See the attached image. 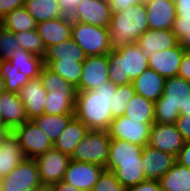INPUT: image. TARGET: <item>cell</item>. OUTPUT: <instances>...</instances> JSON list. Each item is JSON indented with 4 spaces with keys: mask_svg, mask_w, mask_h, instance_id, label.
Returning a JSON list of instances; mask_svg holds the SVG:
<instances>
[{
    "mask_svg": "<svg viewBox=\"0 0 190 191\" xmlns=\"http://www.w3.org/2000/svg\"><path fill=\"white\" fill-rule=\"evenodd\" d=\"M91 191H126V188L118 181L113 171L104 169Z\"/></svg>",
    "mask_w": 190,
    "mask_h": 191,
    "instance_id": "obj_41",
    "label": "cell"
},
{
    "mask_svg": "<svg viewBox=\"0 0 190 191\" xmlns=\"http://www.w3.org/2000/svg\"><path fill=\"white\" fill-rule=\"evenodd\" d=\"M175 20H190V0H175Z\"/></svg>",
    "mask_w": 190,
    "mask_h": 191,
    "instance_id": "obj_47",
    "label": "cell"
},
{
    "mask_svg": "<svg viewBox=\"0 0 190 191\" xmlns=\"http://www.w3.org/2000/svg\"><path fill=\"white\" fill-rule=\"evenodd\" d=\"M12 132L18 138L25 158L34 159L53 148L52 141L32 120L15 127Z\"/></svg>",
    "mask_w": 190,
    "mask_h": 191,
    "instance_id": "obj_7",
    "label": "cell"
},
{
    "mask_svg": "<svg viewBox=\"0 0 190 191\" xmlns=\"http://www.w3.org/2000/svg\"><path fill=\"white\" fill-rule=\"evenodd\" d=\"M39 78L47 92H54V90H76L72 84L68 83L57 73L51 71L46 65H43Z\"/></svg>",
    "mask_w": 190,
    "mask_h": 191,
    "instance_id": "obj_39",
    "label": "cell"
},
{
    "mask_svg": "<svg viewBox=\"0 0 190 191\" xmlns=\"http://www.w3.org/2000/svg\"><path fill=\"white\" fill-rule=\"evenodd\" d=\"M77 90H54L47 92L44 113L74 114Z\"/></svg>",
    "mask_w": 190,
    "mask_h": 191,
    "instance_id": "obj_26",
    "label": "cell"
},
{
    "mask_svg": "<svg viewBox=\"0 0 190 191\" xmlns=\"http://www.w3.org/2000/svg\"><path fill=\"white\" fill-rule=\"evenodd\" d=\"M34 159L25 158L2 178V191H33L42 187Z\"/></svg>",
    "mask_w": 190,
    "mask_h": 191,
    "instance_id": "obj_8",
    "label": "cell"
},
{
    "mask_svg": "<svg viewBox=\"0 0 190 191\" xmlns=\"http://www.w3.org/2000/svg\"><path fill=\"white\" fill-rule=\"evenodd\" d=\"M86 55L83 50L70 38L66 41L47 48L43 60H61L83 63Z\"/></svg>",
    "mask_w": 190,
    "mask_h": 191,
    "instance_id": "obj_29",
    "label": "cell"
},
{
    "mask_svg": "<svg viewBox=\"0 0 190 191\" xmlns=\"http://www.w3.org/2000/svg\"><path fill=\"white\" fill-rule=\"evenodd\" d=\"M15 37L21 49L37 55L42 59L45 57L47 48L36 29L15 33Z\"/></svg>",
    "mask_w": 190,
    "mask_h": 191,
    "instance_id": "obj_37",
    "label": "cell"
},
{
    "mask_svg": "<svg viewBox=\"0 0 190 191\" xmlns=\"http://www.w3.org/2000/svg\"><path fill=\"white\" fill-rule=\"evenodd\" d=\"M40 181L43 186H51L61 182L70 161V156L54 147L34 158Z\"/></svg>",
    "mask_w": 190,
    "mask_h": 191,
    "instance_id": "obj_9",
    "label": "cell"
},
{
    "mask_svg": "<svg viewBox=\"0 0 190 191\" xmlns=\"http://www.w3.org/2000/svg\"><path fill=\"white\" fill-rule=\"evenodd\" d=\"M24 7L37 23L61 17L58 0H25Z\"/></svg>",
    "mask_w": 190,
    "mask_h": 191,
    "instance_id": "obj_33",
    "label": "cell"
},
{
    "mask_svg": "<svg viewBox=\"0 0 190 191\" xmlns=\"http://www.w3.org/2000/svg\"><path fill=\"white\" fill-rule=\"evenodd\" d=\"M89 130L90 129L82 121L74 117L53 143V147L71 156L74 149L86 136Z\"/></svg>",
    "mask_w": 190,
    "mask_h": 191,
    "instance_id": "obj_25",
    "label": "cell"
},
{
    "mask_svg": "<svg viewBox=\"0 0 190 191\" xmlns=\"http://www.w3.org/2000/svg\"><path fill=\"white\" fill-rule=\"evenodd\" d=\"M113 172L125 188L147 180L144 175L142 158H139V161L116 162V169Z\"/></svg>",
    "mask_w": 190,
    "mask_h": 191,
    "instance_id": "obj_31",
    "label": "cell"
},
{
    "mask_svg": "<svg viewBox=\"0 0 190 191\" xmlns=\"http://www.w3.org/2000/svg\"><path fill=\"white\" fill-rule=\"evenodd\" d=\"M75 117V114H42L34 117L32 121L47 135L54 143L68 123Z\"/></svg>",
    "mask_w": 190,
    "mask_h": 191,
    "instance_id": "obj_28",
    "label": "cell"
},
{
    "mask_svg": "<svg viewBox=\"0 0 190 191\" xmlns=\"http://www.w3.org/2000/svg\"><path fill=\"white\" fill-rule=\"evenodd\" d=\"M108 5L111 8V12L118 13L124 11L130 6H135L144 2L143 0H107Z\"/></svg>",
    "mask_w": 190,
    "mask_h": 191,
    "instance_id": "obj_44",
    "label": "cell"
},
{
    "mask_svg": "<svg viewBox=\"0 0 190 191\" xmlns=\"http://www.w3.org/2000/svg\"><path fill=\"white\" fill-rule=\"evenodd\" d=\"M173 34L180 41L187 33L190 32V20H175L172 26Z\"/></svg>",
    "mask_w": 190,
    "mask_h": 191,
    "instance_id": "obj_48",
    "label": "cell"
},
{
    "mask_svg": "<svg viewBox=\"0 0 190 191\" xmlns=\"http://www.w3.org/2000/svg\"><path fill=\"white\" fill-rule=\"evenodd\" d=\"M126 191H163L158 180L147 179L138 185L126 188Z\"/></svg>",
    "mask_w": 190,
    "mask_h": 191,
    "instance_id": "obj_43",
    "label": "cell"
},
{
    "mask_svg": "<svg viewBox=\"0 0 190 191\" xmlns=\"http://www.w3.org/2000/svg\"><path fill=\"white\" fill-rule=\"evenodd\" d=\"M136 44L144 51L147 58H150L155 52L176 47L179 41L172 30L147 29L139 36Z\"/></svg>",
    "mask_w": 190,
    "mask_h": 191,
    "instance_id": "obj_21",
    "label": "cell"
},
{
    "mask_svg": "<svg viewBox=\"0 0 190 191\" xmlns=\"http://www.w3.org/2000/svg\"><path fill=\"white\" fill-rule=\"evenodd\" d=\"M85 0H58L61 7V16L72 19L76 6Z\"/></svg>",
    "mask_w": 190,
    "mask_h": 191,
    "instance_id": "obj_46",
    "label": "cell"
},
{
    "mask_svg": "<svg viewBox=\"0 0 190 191\" xmlns=\"http://www.w3.org/2000/svg\"><path fill=\"white\" fill-rule=\"evenodd\" d=\"M51 191H79L76 187L68 185L64 182H58L49 186Z\"/></svg>",
    "mask_w": 190,
    "mask_h": 191,
    "instance_id": "obj_51",
    "label": "cell"
},
{
    "mask_svg": "<svg viewBox=\"0 0 190 191\" xmlns=\"http://www.w3.org/2000/svg\"><path fill=\"white\" fill-rule=\"evenodd\" d=\"M104 169L96 164L70 160L62 182L79 191H91Z\"/></svg>",
    "mask_w": 190,
    "mask_h": 191,
    "instance_id": "obj_12",
    "label": "cell"
},
{
    "mask_svg": "<svg viewBox=\"0 0 190 191\" xmlns=\"http://www.w3.org/2000/svg\"><path fill=\"white\" fill-rule=\"evenodd\" d=\"M25 0H0V20L16 8L23 7Z\"/></svg>",
    "mask_w": 190,
    "mask_h": 191,
    "instance_id": "obj_45",
    "label": "cell"
},
{
    "mask_svg": "<svg viewBox=\"0 0 190 191\" xmlns=\"http://www.w3.org/2000/svg\"><path fill=\"white\" fill-rule=\"evenodd\" d=\"M0 191H2V179H0Z\"/></svg>",
    "mask_w": 190,
    "mask_h": 191,
    "instance_id": "obj_56",
    "label": "cell"
},
{
    "mask_svg": "<svg viewBox=\"0 0 190 191\" xmlns=\"http://www.w3.org/2000/svg\"><path fill=\"white\" fill-rule=\"evenodd\" d=\"M111 16L112 12L107 0H85L76 6L71 20L108 28Z\"/></svg>",
    "mask_w": 190,
    "mask_h": 191,
    "instance_id": "obj_14",
    "label": "cell"
},
{
    "mask_svg": "<svg viewBox=\"0 0 190 191\" xmlns=\"http://www.w3.org/2000/svg\"><path fill=\"white\" fill-rule=\"evenodd\" d=\"M132 85L136 94L155 102L163 94L165 78L154 70L147 68L140 76L132 81Z\"/></svg>",
    "mask_w": 190,
    "mask_h": 191,
    "instance_id": "obj_23",
    "label": "cell"
},
{
    "mask_svg": "<svg viewBox=\"0 0 190 191\" xmlns=\"http://www.w3.org/2000/svg\"><path fill=\"white\" fill-rule=\"evenodd\" d=\"M145 7L149 29H172L176 18L175 0H147Z\"/></svg>",
    "mask_w": 190,
    "mask_h": 191,
    "instance_id": "obj_15",
    "label": "cell"
},
{
    "mask_svg": "<svg viewBox=\"0 0 190 191\" xmlns=\"http://www.w3.org/2000/svg\"><path fill=\"white\" fill-rule=\"evenodd\" d=\"M185 141L175 124L154 122L151 126L148 145L152 148L169 153L177 158Z\"/></svg>",
    "mask_w": 190,
    "mask_h": 191,
    "instance_id": "obj_13",
    "label": "cell"
},
{
    "mask_svg": "<svg viewBox=\"0 0 190 191\" xmlns=\"http://www.w3.org/2000/svg\"><path fill=\"white\" fill-rule=\"evenodd\" d=\"M109 59V81L115 85H127L148 68V58L136 44L111 50Z\"/></svg>",
    "mask_w": 190,
    "mask_h": 191,
    "instance_id": "obj_4",
    "label": "cell"
},
{
    "mask_svg": "<svg viewBox=\"0 0 190 191\" xmlns=\"http://www.w3.org/2000/svg\"><path fill=\"white\" fill-rule=\"evenodd\" d=\"M24 159L18 138L12 131H8L0 144V176L3 178L9 174Z\"/></svg>",
    "mask_w": 190,
    "mask_h": 191,
    "instance_id": "obj_22",
    "label": "cell"
},
{
    "mask_svg": "<svg viewBox=\"0 0 190 191\" xmlns=\"http://www.w3.org/2000/svg\"><path fill=\"white\" fill-rule=\"evenodd\" d=\"M9 61L12 63L13 68L26 75L29 79L39 77L43 67V59L41 57L23 49L16 50Z\"/></svg>",
    "mask_w": 190,
    "mask_h": 191,
    "instance_id": "obj_30",
    "label": "cell"
},
{
    "mask_svg": "<svg viewBox=\"0 0 190 191\" xmlns=\"http://www.w3.org/2000/svg\"><path fill=\"white\" fill-rule=\"evenodd\" d=\"M155 122L175 124L180 114H190V82L174 76L165 79L162 96L154 102Z\"/></svg>",
    "mask_w": 190,
    "mask_h": 191,
    "instance_id": "obj_3",
    "label": "cell"
},
{
    "mask_svg": "<svg viewBox=\"0 0 190 191\" xmlns=\"http://www.w3.org/2000/svg\"><path fill=\"white\" fill-rule=\"evenodd\" d=\"M73 21L70 18L58 17L56 19L38 22L36 31L44 42L46 48L58 45L72 36Z\"/></svg>",
    "mask_w": 190,
    "mask_h": 191,
    "instance_id": "obj_18",
    "label": "cell"
},
{
    "mask_svg": "<svg viewBox=\"0 0 190 191\" xmlns=\"http://www.w3.org/2000/svg\"><path fill=\"white\" fill-rule=\"evenodd\" d=\"M153 123H140L125 115L114 118L107 130L111 139L128 141L133 144L148 145Z\"/></svg>",
    "mask_w": 190,
    "mask_h": 191,
    "instance_id": "obj_10",
    "label": "cell"
},
{
    "mask_svg": "<svg viewBox=\"0 0 190 191\" xmlns=\"http://www.w3.org/2000/svg\"><path fill=\"white\" fill-rule=\"evenodd\" d=\"M135 94L136 91L132 83L117 86L113 96V107H111L113 119L124 115L127 103Z\"/></svg>",
    "mask_w": 190,
    "mask_h": 191,
    "instance_id": "obj_38",
    "label": "cell"
},
{
    "mask_svg": "<svg viewBox=\"0 0 190 191\" xmlns=\"http://www.w3.org/2000/svg\"><path fill=\"white\" fill-rule=\"evenodd\" d=\"M0 24L14 34L35 30L37 26L36 20L28 13L24 6L11 11L0 20Z\"/></svg>",
    "mask_w": 190,
    "mask_h": 191,
    "instance_id": "obj_34",
    "label": "cell"
},
{
    "mask_svg": "<svg viewBox=\"0 0 190 191\" xmlns=\"http://www.w3.org/2000/svg\"><path fill=\"white\" fill-rule=\"evenodd\" d=\"M178 76L190 82V53L184 52L182 57Z\"/></svg>",
    "mask_w": 190,
    "mask_h": 191,
    "instance_id": "obj_49",
    "label": "cell"
},
{
    "mask_svg": "<svg viewBox=\"0 0 190 191\" xmlns=\"http://www.w3.org/2000/svg\"><path fill=\"white\" fill-rule=\"evenodd\" d=\"M179 44L185 52L190 53V32L179 41Z\"/></svg>",
    "mask_w": 190,
    "mask_h": 191,
    "instance_id": "obj_52",
    "label": "cell"
},
{
    "mask_svg": "<svg viewBox=\"0 0 190 191\" xmlns=\"http://www.w3.org/2000/svg\"><path fill=\"white\" fill-rule=\"evenodd\" d=\"M33 191H51V190L48 186H42V187L35 189Z\"/></svg>",
    "mask_w": 190,
    "mask_h": 191,
    "instance_id": "obj_55",
    "label": "cell"
},
{
    "mask_svg": "<svg viewBox=\"0 0 190 191\" xmlns=\"http://www.w3.org/2000/svg\"><path fill=\"white\" fill-rule=\"evenodd\" d=\"M176 161L181 165L190 168V141L185 142L176 158Z\"/></svg>",
    "mask_w": 190,
    "mask_h": 191,
    "instance_id": "obj_50",
    "label": "cell"
},
{
    "mask_svg": "<svg viewBox=\"0 0 190 191\" xmlns=\"http://www.w3.org/2000/svg\"><path fill=\"white\" fill-rule=\"evenodd\" d=\"M177 130L181 133L185 142L190 141V114H180L175 122Z\"/></svg>",
    "mask_w": 190,
    "mask_h": 191,
    "instance_id": "obj_42",
    "label": "cell"
},
{
    "mask_svg": "<svg viewBox=\"0 0 190 191\" xmlns=\"http://www.w3.org/2000/svg\"><path fill=\"white\" fill-rule=\"evenodd\" d=\"M158 181L163 191H190V168L176 161Z\"/></svg>",
    "mask_w": 190,
    "mask_h": 191,
    "instance_id": "obj_27",
    "label": "cell"
},
{
    "mask_svg": "<svg viewBox=\"0 0 190 191\" xmlns=\"http://www.w3.org/2000/svg\"><path fill=\"white\" fill-rule=\"evenodd\" d=\"M111 138L106 130H89L80 141L70 160L88 162L99 166L107 165Z\"/></svg>",
    "mask_w": 190,
    "mask_h": 191,
    "instance_id": "obj_5",
    "label": "cell"
},
{
    "mask_svg": "<svg viewBox=\"0 0 190 191\" xmlns=\"http://www.w3.org/2000/svg\"><path fill=\"white\" fill-rule=\"evenodd\" d=\"M149 29L145 2L113 13L108 27L112 50L136 43L139 36Z\"/></svg>",
    "mask_w": 190,
    "mask_h": 191,
    "instance_id": "obj_2",
    "label": "cell"
},
{
    "mask_svg": "<svg viewBox=\"0 0 190 191\" xmlns=\"http://www.w3.org/2000/svg\"><path fill=\"white\" fill-rule=\"evenodd\" d=\"M71 38L86 56L107 55L112 50L108 28L73 21Z\"/></svg>",
    "mask_w": 190,
    "mask_h": 191,
    "instance_id": "obj_6",
    "label": "cell"
},
{
    "mask_svg": "<svg viewBox=\"0 0 190 191\" xmlns=\"http://www.w3.org/2000/svg\"><path fill=\"white\" fill-rule=\"evenodd\" d=\"M143 148L141 145L128 141L111 139L105 170L114 171L116 162L139 161V158H142Z\"/></svg>",
    "mask_w": 190,
    "mask_h": 191,
    "instance_id": "obj_24",
    "label": "cell"
},
{
    "mask_svg": "<svg viewBox=\"0 0 190 191\" xmlns=\"http://www.w3.org/2000/svg\"><path fill=\"white\" fill-rule=\"evenodd\" d=\"M109 81V59L107 55L86 56L77 92L91 91Z\"/></svg>",
    "mask_w": 190,
    "mask_h": 191,
    "instance_id": "obj_11",
    "label": "cell"
},
{
    "mask_svg": "<svg viewBox=\"0 0 190 191\" xmlns=\"http://www.w3.org/2000/svg\"><path fill=\"white\" fill-rule=\"evenodd\" d=\"M43 65H46L51 71L60 75L75 88L79 85L83 63L61 60H43Z\"/></svg>",
    "mask_w": 190,
    "mask_h": 191,
    "instance_id": "obj_35",
    "label": "cell"
},
{
    "mask_svg": "<svg viewBox=\"0 0 190 191\" xmlns=\"http://www.w3.org/2000/svg\"><path fill=\"white\" fill-rule=\"evenodd\" d=\"M21 49L15 34L0 24V61L9 60L16 50Z\"/></svg>",
    "mask_w": 190,
    "mask_h": 191,
    "instance_id": "obj_40",
    "label": "cell"
},
{
    "mask_svg": "<svg viewBox=\"0 0 190 191\" xmlns=\"http://www.w3.org/2000/svg\"><path fill=\"white\" fill-rule=\"evenodd\" d=\"M124 115L140 123H154V102L145 97L135 94L127 103Z\"/></svg>",
    "mask_w": 190,
    "mask_h": 191,
    "instance_id": "obj_32",
    "label": "cell"
},
{
    "mask_svg": "<svg viewBox=\"0 0 190 191\" xmlns=\"http://www.w3.org/2000/svg\"><path fill=\"white\" fill-rule=\"evenodd\" d=\"M8 130L3 126L0 125V144L2 141V138L7 134Z\"/></svg>",
    "mask_w": 190,
    "mask_h": 191,
    "instance_id": "obj_53",
    "label": "cell"
},
{
    "mask_svg": "<svg viewBox=\"0 0 190 191\" xmlns=\"http://www.w3.org/2000/svg\"><path fill=\"white\" fill-rule=\"evenodd\" d=\"M117 85L105 82L95 90L77 92L75 117L90 130H108L113 120L111 107Z\"/></svg>",
    "mask_w": 190,
    "mask_h": 191,
    "instance_id": "obj_1",
    "label": "cell"
},
{
    "mask_svg": "<svg viewBox=\"0 0 190 191\" xmlns=\"http://www.w3.org/2000/svg\"><path fill=\"white\" fill-rule=\"evenodd\" d=\"M0 75L4 78L6 92L19 93L30 80L26 75L13 68L9 60L0 61Z\"/></svg>",
    "mask_w": 190,
    "mask_h": 191,
    "instance_id": "obj_36",
    "label": "cell"
},
{
    "mask_svg": "<svg viewBox=\"0 0 190 191\" xmlns=\"http://www.w3.org/2000/svg\"><path fill=\"white\" fill-rule=\"evenodd\" d=\"M20 100L24 104L25 114L28 120L44 114V104L47 91L42 85L39 77L30 79L18 93Z\"/></svg>",
    "mask_w": 190,
    "mask_h": 191,
    "instance_id": "obj_20",
    "label": "cell"
},
{
    "mask_svg": "<svg viewBox=\"0 0 190 191\" xmlns=\"http://www.w3.org/2000/svg\"><path fill=\"white\" fill-rule=\"evenodd\" d=\"M0 115L1 125L8 131L22 125L28 118L25 114V107L20 100L19 94L14 92H3L0 94Z\"/></svg>",
    "mask_w": 190,
    "mask_h": 191,
    "instance_id": "obj_16",
    "label": "cell"
},
{
    "mask_svg": "<svg viewBox=\"0 0 190 191\" xmlns=\"http://www.w3.org/2000/svg\"><path fill=\"white\" fill-rule=\"evenodd\" d=\"M184 52L180 44L165 51L155 52L148 58V68L154 70L165 79L178 76Z\"/></svg>",
    "mask_w": 190,
    "mask_h": 191,
    "instance_id": "obj_19",
    "label": "cell"
},
{
    "mask_svg": "<svg viewBox=\"0 0 190 191\" xmlns=\"http://www.w3.org/2000/svg\"><path fill=\"white\" fill-rule=\"evenodd\" d=\"M142 161L146 179L159 180L176 162V157L145 145Z\"/></svg>",
    "mask_w": 190,
    "mask_h": 191,
    "instance_id": "obj_17",
    "label": "cell"
},
{
    "mask_svg": "<svg viewBox=\"0 0 190 191\" xmlns=\"http://www.w3.org/2000/svg\"><path fill=\"white\" fill-rule=\"evenodd\" d=\"M5 92V82L4 78L0 75V94Z\"/></svg>",
    "mask_w": 190,
    "mask_h": 191,
    "instance_id": "obj_54",
    "label": "cell"
}]
</instances>
